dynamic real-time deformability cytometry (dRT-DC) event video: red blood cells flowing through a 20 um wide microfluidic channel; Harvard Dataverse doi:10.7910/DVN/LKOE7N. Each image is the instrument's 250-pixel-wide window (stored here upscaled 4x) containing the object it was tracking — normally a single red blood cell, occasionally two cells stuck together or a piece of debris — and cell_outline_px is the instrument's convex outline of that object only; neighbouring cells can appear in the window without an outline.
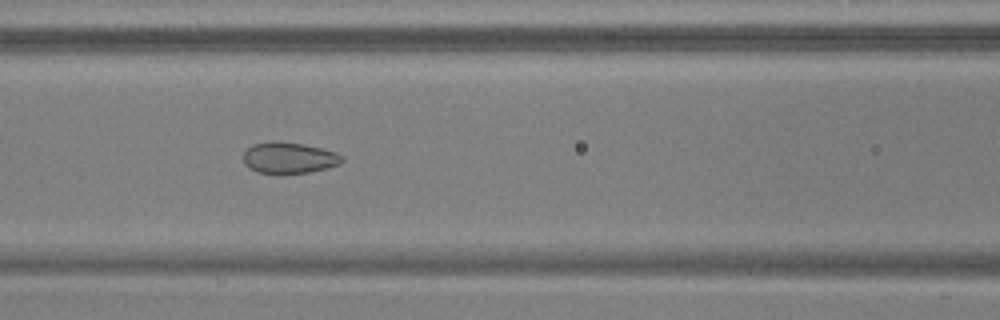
{"species": "common noctule bat (a hibernating species)", "species_latin": "Nyctalus noctula", "temperature_condition": "warm", "stored_images_in_passage": 54, "camera_frame_rate_fps": 3000, "um_per_image_px": 0.085, "animal": {"sex": "male", "body_mass_g": 17.9, "forearm_length_mm": 54.2}, "frame": {"image": 1, "passage_image": 24, "time_ms": 7.667, "image_size_px": [1000, 320], "cell_outline_px": [[344, 160], [340, 164], [328, 168], [308, 172], [256, 172], [248, 168], [244, 164], [244, 152], [252, 144], [272, 140], [304, 144], [336, 152], [344, 156]], "centroid_in_image_um": [24.57, 13.39], "position_along_channel_um": 142.0, "area_um2": 17.86}}
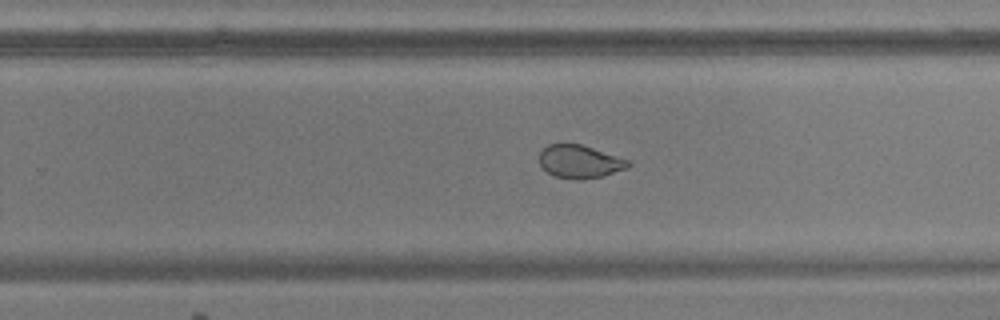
{"frame": {"image": 2, "passage_image": 35, "time_ms": 11.333, "image_size_px": [1000, 320], "cell_outline_px": [[632, 164], [628, 168], [600, 176], [556, 176], [548, 172], [540, 164], [540, 152], [548, 144], [580, 144], [628, 160]], "centroid_in_image_um": [49.28, 13.68], "position_along_channel_um": 280.5, "area_um2": 16.07}}
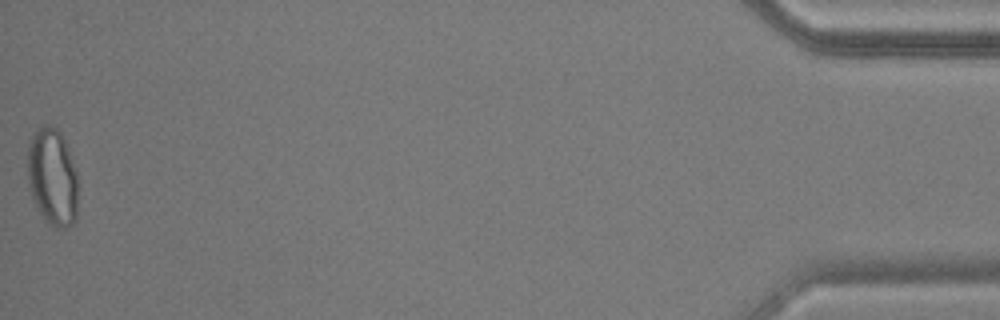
{"frame": {"image": 3, "passage_image": 54, "time_ms": 17.667, "image_size_px": [1000, 320], "cell_outline_px": [[76, 220], [72, 224], [64, 228], [56, 228], [48, 224], [40, 212], [32, 196], [28, 180], [28, 144], [32, 136], [44, 124], [48, 124], [56, 128], [60, 132], [64, 140], [76, 172]], "centroid_in_image_um": [4.45, 15.06], "position_along_channel_um": 430.8, "area_um2": 28.15}, "authors_computed_cell_mechanics": {"area_um2": 22.7443, "velocity_mm_per_s": 3.7889, "shape_relaxation_time_tau1_ms": null, "shape_relaxation_time_tau2_ms": 0.8259, "deformation_change_tau1": null, "deformation_change_tau2": 0.0573}}